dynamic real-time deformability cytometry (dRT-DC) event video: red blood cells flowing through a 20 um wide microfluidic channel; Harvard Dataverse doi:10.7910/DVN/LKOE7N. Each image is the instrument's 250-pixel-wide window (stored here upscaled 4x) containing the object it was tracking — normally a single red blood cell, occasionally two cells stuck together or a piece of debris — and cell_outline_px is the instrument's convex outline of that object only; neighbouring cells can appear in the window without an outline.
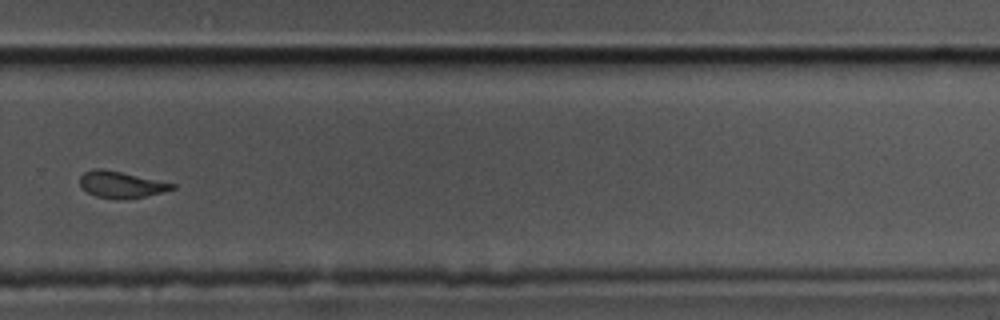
{"species": "common noctule bat (a hibernating species)", "species_latin": "Nyctalus noctula", "temperature_condition": "cold", "stored_images_in_passage": 14, "camera_frame_rate_fps": 3000, "um_per_image_px": 0.085, "animal": {"sex": "male", "body_mass_g": 17.5, "forearm_length_mm": 52.3}, "frame": {"image": 1, "passage_image": 10, "time_ms": 3.0, "image_size_px": [1000, 320], "cell_outline_px": [[176, 188], [164, 192], [144, 196], [116, 200], [96, 196], [88, 192], [80, 184], [80, 176], [84, 172], [92, 168], [100, 168], [120, 172], [176, 184]], "centroid_in_image_um": [10.28, 15.69], "position_along_channel_um": 319.5, "area_um2": 14.1}}